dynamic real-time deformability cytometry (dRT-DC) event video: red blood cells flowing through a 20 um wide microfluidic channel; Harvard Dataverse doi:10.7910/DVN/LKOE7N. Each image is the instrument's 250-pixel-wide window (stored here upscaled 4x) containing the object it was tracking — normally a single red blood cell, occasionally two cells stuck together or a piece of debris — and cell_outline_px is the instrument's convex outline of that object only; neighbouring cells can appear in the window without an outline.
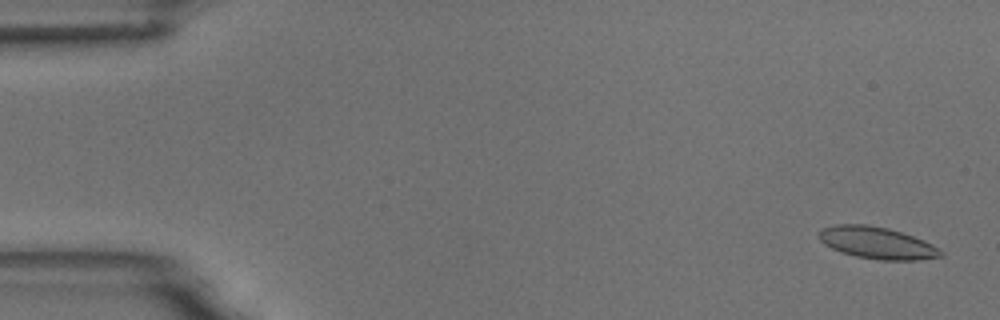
{"species": "common noctule bat (a hibernating species)", "species_latin": "Nyctalus noctula", "temperature_condition": "room temperature", "stored_images_in_passage": 4, "camera_frame_rate_fps": 3000, "um_per_image_px": 0.085, "animal": {"sex": "male", "body_mass_g": 18.8}, "frame": {"image": 1, "passage_image": 1, "time_ms": 0.0, "image_size_px": [1000, 320], "cell_outline_px": [[944, 256], [916, 260], [880, 260], [856, 256], [840, 252], [824, 244], [816, 236], [824, 228], [836, 224], [868, 224], [888, 228], [924, 240], [932, 244], [944, 252]], "centroid_in_image_um": [74.54, 20.64], "position_along_channel_um": 10.5, "area_um2": 22.66}}